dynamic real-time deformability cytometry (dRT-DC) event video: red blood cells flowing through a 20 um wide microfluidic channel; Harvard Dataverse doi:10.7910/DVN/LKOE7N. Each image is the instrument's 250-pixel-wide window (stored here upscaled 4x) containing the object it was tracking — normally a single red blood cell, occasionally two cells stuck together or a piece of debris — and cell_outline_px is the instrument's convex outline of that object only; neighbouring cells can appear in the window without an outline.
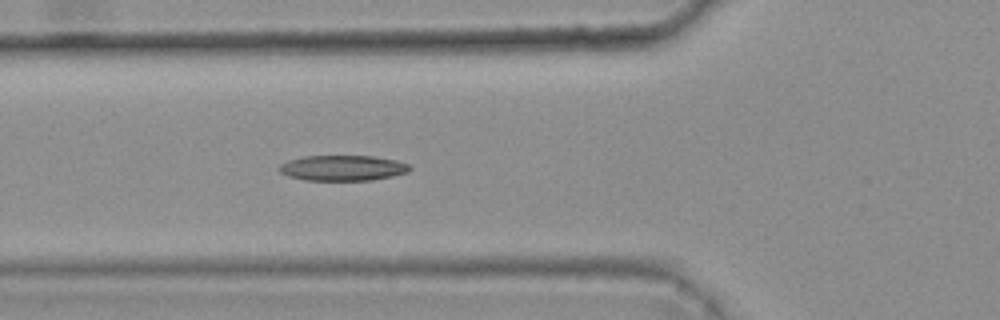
{"species": "common noctule bat (a hibernating species)", "species_latin": "Nyctalus noctula", "temperature_condition": "warm", "stored_images_in_passage": 5, "camera_frame_rate_fps": 3000, "um_per_image_px": 0.085, "animal": {"sex": "female", "body_mass_g": 25.1}, "frame": {"image": 1, "passage_image": 5, "time_ms": 1.333, "image_size_px": [1000, 320], "cell_outline_px": [[412, 168], [408, 172], [392, 176], [372, 180], [304, 180], [288, 176], [280, 172], [276, 168], [280, 164], [288, 160], [304, 156], [372, 156], [396, 160], [408, 164]], "centroid_in_image_um": [29.1, 14.28], "position_along_channel_um": 96.7, "area_um2": 19.42}}